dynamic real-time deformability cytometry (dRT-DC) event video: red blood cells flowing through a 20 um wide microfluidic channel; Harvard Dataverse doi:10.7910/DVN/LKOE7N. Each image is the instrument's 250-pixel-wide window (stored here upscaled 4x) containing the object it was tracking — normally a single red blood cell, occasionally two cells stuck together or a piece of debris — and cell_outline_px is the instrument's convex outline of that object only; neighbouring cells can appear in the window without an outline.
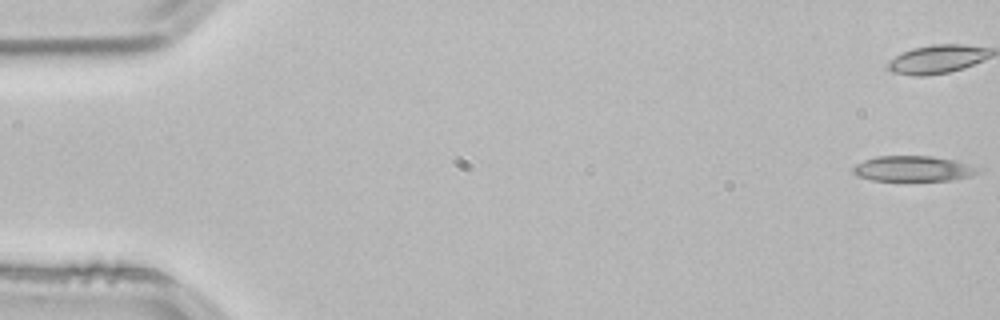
{"species": "common noctule bat (a hibernating species)", "species_latin": "Nyctalus noctula", "temperature_condition": "room temperature", "stored_images_in_passage": 51, "camera_frame_rate_fps": 3000, "um_per_image_px": 0.085, "animal": {"sex": "male", "body_mass_g": 21.5, "forearm_length_mm": 52.0}, "frame": {"image": 1, "passage_image": 1, "time_ms": 0.0, "image_size_px": [1000, 320], "cell_outline_px": [[980, 172], [972, 176], [952, 180], [872, 180], [856, 176], [852, 172], [852, 168], [856, 164], [864, 160], [876, 156], [932, 156], [956, 160], [980, 168]], "centroid_in_image_um": [77.62, 14.33], "position_along_channel_um": 7.4, "area_um2": 18.61}}